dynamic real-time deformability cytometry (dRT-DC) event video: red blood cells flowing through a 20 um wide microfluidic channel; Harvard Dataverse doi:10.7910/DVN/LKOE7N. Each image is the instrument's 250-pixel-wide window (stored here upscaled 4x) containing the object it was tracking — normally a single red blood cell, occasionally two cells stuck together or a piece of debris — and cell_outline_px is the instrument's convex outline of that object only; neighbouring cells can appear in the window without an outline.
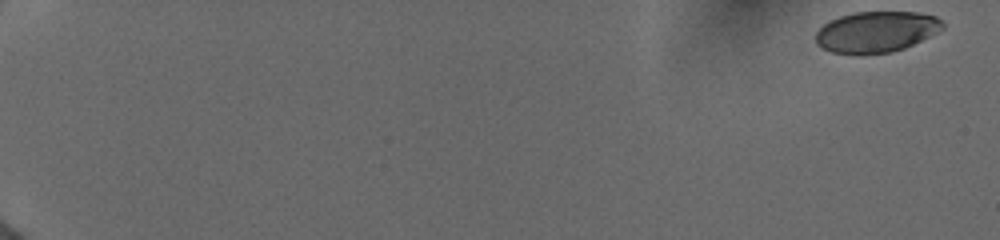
{"species": "human", "species_latin": "Homo sapiens", "temperature_condition": "cold", "stored_images_in_passage": 42, "camera_frame_rate_fps": 3000, "um_per_image_px": 0.085, "donor": {"sex": "female"}, "frame": {"image": 1, "passage_image": 1, "time_ms": 0.0, "image_size_px": [1000, 240], "cell_outline_px": [[944, 28], [904, 48], [892, 52], [860, 56], [832, 52], [816, 44], [816, 32], [828, 20], [840, 16], [856, 12], [920, 12], [936, 16], [944, 24]], "centroid_in_image_um": [74.45, 2.72], "position_along_channel_um": 10.6, "area_um2": 30.52}}
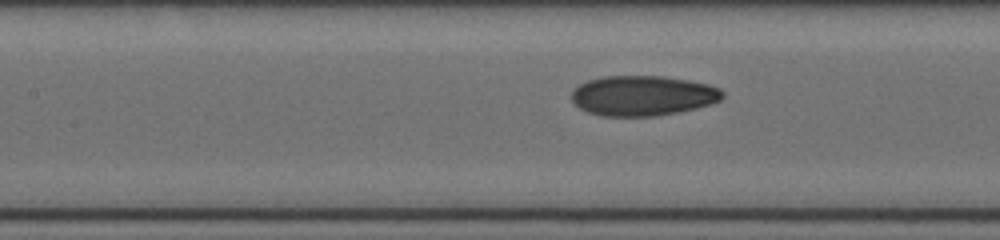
{"frame": {"image": 2, "passage_image": 22, "time_ms": 9.0, "image_size_px": [1000, 240], "cell_outline_px": [[724, 96], [720, 100], [712, 104], [696, 108], [656, 116], [600, 116], [588, 112], [580, 108], [572, 100], [572, 92], [580, 84], [588, 80], [604, 76], [664, 76], [688, 80], [708, 84], [720, 88], [724, 92]], "centroid_in_image_um": [54.66, 8.13], "position_along_channel_um": 152.7, "area_um2": 35.32}}
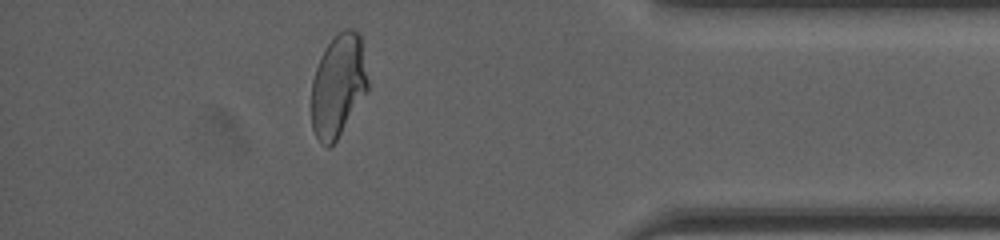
{"frame": {"image": 3, "passage_image": 38, "time_ms": 16.0, "image_size_px": [1000, 240], "cell_outline_px": [[368, 88], [336, 140], [328, 148], [320, 144], [312, 128], [312, 80], [316, 68], [328, 44], [344, 28], [352, 28], [360, 36], [368, 80]], "centroid_in_image_um": [28.73, 7.29], "position_along_channel_um": 406.5, "area_um2": 33.0}, "authors_computed_cell_mechanics": {"area_um2": 33.9286, "velocity_mm_per_s": 3.9686, "shape_relaxation_time_tau1_ms": null, "shape_relaxation_time_tau2_ms": 1.1811, "deformation_change_tau1": null, "deformation_change_tau2": 0.0611}}